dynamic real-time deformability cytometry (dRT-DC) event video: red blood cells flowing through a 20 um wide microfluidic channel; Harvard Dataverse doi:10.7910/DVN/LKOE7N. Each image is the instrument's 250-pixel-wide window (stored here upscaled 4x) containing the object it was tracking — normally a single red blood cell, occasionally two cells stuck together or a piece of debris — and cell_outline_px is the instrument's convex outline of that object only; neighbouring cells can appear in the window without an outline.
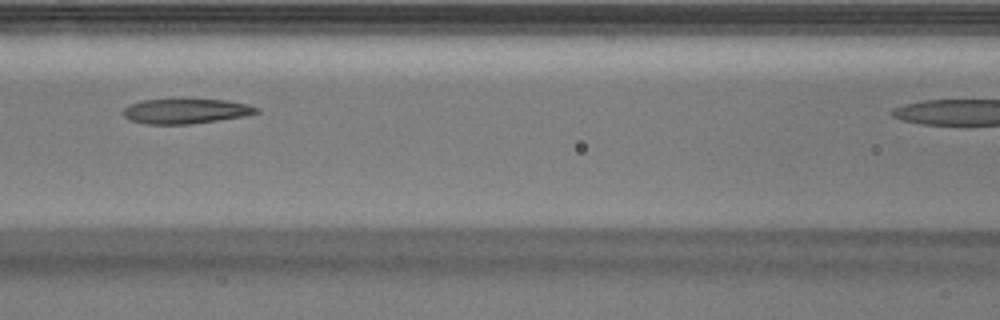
{"species": "Egyptian fruit bat (a non-hibernating species)", "species_latin": "Rousettus aegyptiacus", "temperature_condition": "warm", "stored_images_in_passage": 30, "camera_frame_rate_fps": 3000, "um_per_image_px": 0.085, "animal": {"sex": "male"}, "frame": {"image": 1, "passage_image": 9, "time_ms": 2.667, "image_size_px": [1000, 320], "cell_outline_px": [[260, 112], [244, 116], [192, 124], [144, 124], [132, 120], [124, 116], [120, 112], [128, 104], [140, 100], [180, 96], [224, 100], [248, 104], [260, 108]], "centroid_in_image_um": [15.75, 9.39], "position_along_channel_um": 150.9, "area_um2": 20.52}}
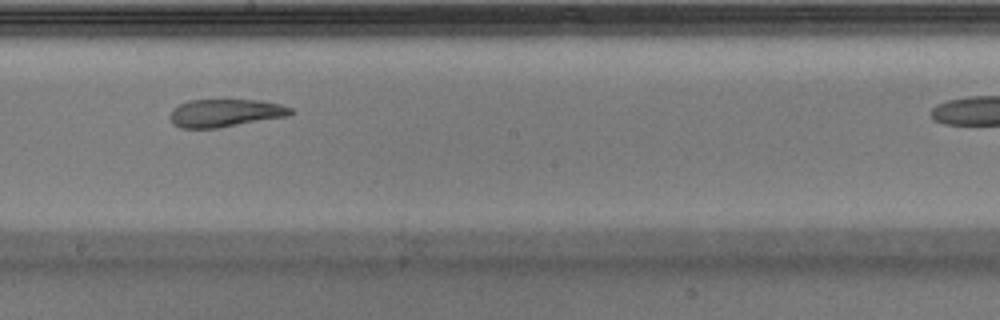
{"frame": {"image": 2, "passage_image": 15, "time_ms": 4.667, "image_size_px": [1000, 320], "cell_outline_px": [[292, 116], [220, 128], [180, 128], [172, 124], [168, 116], [172, 108], [188, 100], [260, 100], [280, 104], [292, 108]], "centroid_in_image_um": [19.15, 9.61], "position_along_channel_um": 229.1, "area_um2": 20.0}}
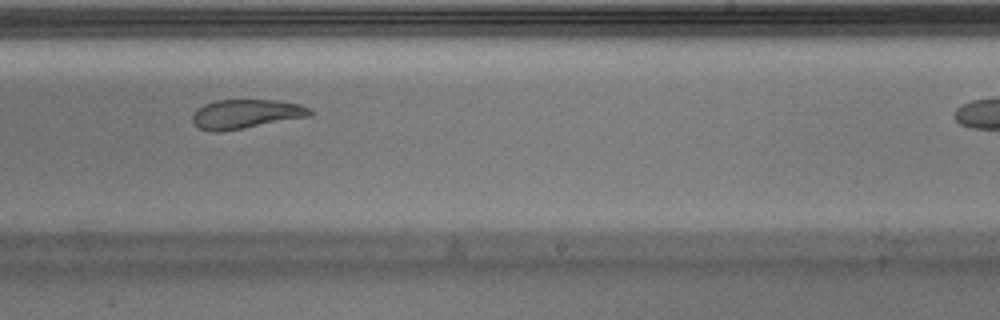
{"frame": {"image": 3, "passage_image": 18, "time_ms": 5.667, "image_size_px": [1000, 320], "cell_outline_px": [[312, 116], [220, 132], [212, 132], [196, 128], [192, 124], [192, 116], [196, 108], [204, 104], [216, 100], [276, 100], [300, 104], [312, 108]], "centroid_in_image_um": [20.87, 9.69], "position_along_channel_um": 268.1, "area_um2": 20.29}}